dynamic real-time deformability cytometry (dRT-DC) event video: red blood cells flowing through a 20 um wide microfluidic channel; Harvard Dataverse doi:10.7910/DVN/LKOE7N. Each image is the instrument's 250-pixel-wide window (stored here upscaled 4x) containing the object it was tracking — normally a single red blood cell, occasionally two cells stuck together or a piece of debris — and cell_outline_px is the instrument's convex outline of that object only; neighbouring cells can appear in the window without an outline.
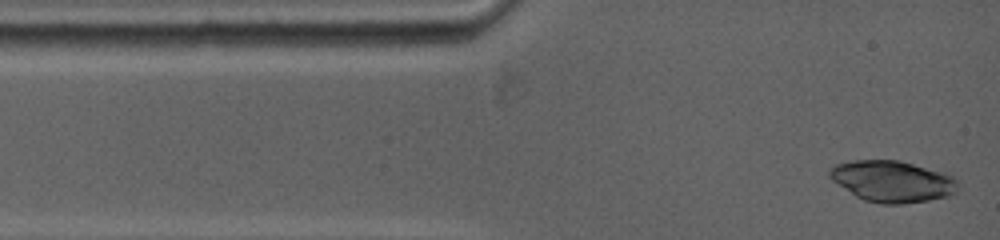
{"species": "common noctule bat (a hibernating species)", "species_latin": "Nyctalus noctula", "temperature_condition": "warm", "stored_images_in_passage": 5, "camera_frame_rate_fps": 5000, "um_per_image_px": 0.085, "animal": {"sex": "female", "body_mass_g": 19.0, "forearm_length_mm": 53.3}, "frame": {"image": 1, "passage_image": 1, "time_ms": 0.0, "image_size_px": [1000, 240], "cell_outline_px": [[960, 184], [956, 192], [952, 196], [904, 204], [880, 204], [864, 200], [856, 196], [832, 180], [828, 176], [828, 168], [836, 164], [852, 160], [900, 160], [952, 172], [960, 180]], "centroid_in_image_um": [75.96, 15.39], "position_along_channel_um": 9.0, "area_um2": 31.96}}